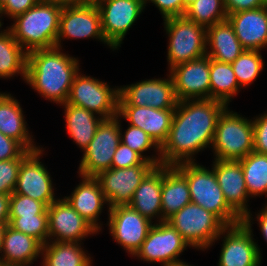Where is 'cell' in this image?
Wrapping results in <instances>:
<instances>
[{
    "mask_svg": "<svg viewBox=\"0 0 267 266\" xmlns=\"http://www.w3.org/2000/svg\"><path fill=\"white\" fill-rule=\"evenodd\" d=\"M119 87L79 72L72 83L67 104L85 108L103 119L117 116Z\"/></svg>",
    "mask_w": 267,
    "mask_h": 266,
    "instance_id": "9",
    "label": "cell"
},
{
    "mask_svg": "<svg viewBox=\"0 0 267 266\" xmlns=\"http://www.w3.org/2000/svg\"><path fill=\"white\" fill-rule=\"evenodd\" d=\"M121 142L132 150L137 152L145 161L153 163L155 166L161 165L160 147L154 142V140L145 133L142 129L131 126L128 124V128L123 132L121 127V118L119 117ZM124 134H123V133ZM154 149L157 153L151 157L143 155L145 151ZM158 155V157H157Z\"/></svg>",
    "mask_w": 267,
    "mask_h": 266,
    "instance_id": "36",
    "label": "cell"
},
{
    "mask_svg": "<svg viewBox=\"0 0 267 266\" xmlns=\"http://www.w3.org/2000/svg\"><path fill=\"white\" fill-rule=\"evenodd\" d=\"M32 151L26 150L18 141L0 132V161L26 158Z\"/></svg>",
    "mask_w": 267,
    "mask_h": 266,
    "instance_id": "42",
    "label": "cell"
},
{
    "mask_svg": "<svg viewBox=\"0 0 267 266\" xmlns=\"http://www.w3.org/2000/svg\"><path fill=\"white\" fill-rule=\"evenodd\" d=\"M163 21L169 38L167 46L169 70L206 55V27L185 16L170 17Z\"/></svg>",
    "mask_w": 267,
    "mask_h": 266,
    "instance_id": "6",
    "label": "cell"
},
{
    "mask_svg": "<svg viewBox=\"0 0 267 266\" xmlns=\"http://www.w3.org/2000/svg\"><path fill=\"white\" fill-rule=\"evenodd\" d=\"M47 1H51L54 3H57L58 5L61 6H75V5H85V4H89L92 3V0H47Z\"/></svg>",
    "mask_w": 267,
    "mask_h": 266,
    "instance_id": "48",
    "label": "cell"
},
{
    "mask_svg": "<svg viewBox=\"0 0 267 266\" xmlns=\"http://www.w3.org/2000/svg\"><path fill=\"white\" fill-rule=\"evenodd\" d=\"M63 6L40 0L35 6L16 16L11 31L18 44L28 53L36 49L53 48L59 33Z\"/></svg>",
    "mask_w": 267,
    "mask_h": 266,
    "instance_id": "3",
    "label": "cell"
},
{
    "mask_svg": "<svg viewBox=\"0 0 267 266\" xmlns=\"http://www.w3.org/2000/svg\"><path fill=\"white\" fill-rule=\"evenodd\" d=\"M48 215L47 206L26 195L12 193L10 195L9 217H28Z\"/></svg>",
    "mask_w": 267,
    "mask_h": 266,
    "instance_id": "38",
    "label": "cell"
},
{
    "mask_svg": "<svg viewBox=\"0 0 267 266\" xmlns=\"http://www.w3.org/2000/svg\"><path fill=\"white\" fill-rule=\"evenodd\" d=\"M76 242L48 241L42 245V266H93L92 257ZM88 254V255H87Z\"/></svg>",
    "mask_w": 267,
    "mask_h": 266,
    "instance_id": "30",
    "label": "cell"
},
{
    "mask_svg": "<svg viewBox=\"0 0 267 266\" xmlns=\"http://www.w3.org/2000/svg\"><path fill=\"white\" fill-rule=\"evenodd\" d=\"M10 195L0 193V223H9Z\"/></svg>",
    "mask_w": 267,
    "mask_h": 266,
    "instance_id": "46",
    "label": "cell"
},
{
    "mask_svg": "<svg viewBox=\"0 0 267 266\" xmlns=\"http://www.w3.org/2000/svg\"><path fill=\"white\" fill-rule=\"evenodd\" d=\"M42 244L32 236L14 230L9 225L3 235L0 262L18 266H30L40 258Z\"/></svg>",
    "mask_w": 267,
    "mask_h": 266,
    "instance_id": "26",
    "label": "cell"
},
{
    "mask_svg": "<svg viewBox=\"0 0 267 266\" xmlns=\"http://www.w3.org/2000/svg\"><path fill=\"white\" fill-rule=\"evenodd\" d=\"M137 165L154 164L149 161H145L137 152L120 142L114 153L111 168H129Z\"/></svg>",
    "mask_w": 267,
    "mask_h": 266,
    "instance_id": "40",
    "label": "cell"
},
{
    "mask_svg": "<svg viewBox=\"0 0 267 266\" xmlns=\"http://www.w3.org/2000/svg\"><path fill=\"white\" fill-rule=\"evenodd\" d=\"M79 177L82 178L80 183L73 189L70 196L64 198L74 210L100 232L102 223L99 218L105 208L104 205H108V203L95 177L83 175H79Z\"/></svg>",
    "mask_w": 267,
    "mask_h": 266,
    "instance_id": "23",
    "label": "cell"
},
{
    "mask_svg": "<svg viewBox=\"0 0 267 266\" xmlns=\"http://www.w3.org/2000/svg\"><path fill=\"white\" fill-rule=\"evenodd\" d=\"M255 216H256L255 220L258 222L261 234L263 235L265 241L267 242V203L264 205L261 211H259V213L256 214Z\"/></svg>",
    "mask_w": 267,
    "mask_h": 266,
    "instance_id": "47",
    "label": "cell"
},
{
    "mask_svg": "<svg viewBox=\"0 0 267 266\" xmlns=\"http://www.w3.org/2000/svg\"><path fill=\"white\" fill-rule=\"evenodd\" d=\"M7 0H0V8L6 3Z\"/></svg>",
    "mask_w": 267,
    "mask_h": 266,
    "instance_id": "53",
    "label": "cell"
},
{
    "mask_svg": "<svg viewBox=\"0 0 267 266\" xmlns=\"http://www.w3.org/2000/svg\"><path fill=\"white\" fill-rule=\"evenodd\" d=\"M95 3L100 12L104 38L117 50L144 11L145 0H96Z\"/></svg>",
    "mask_w": 267,
    "mask_h": 266,
    "instance_id": "12",
    "label": "cell"
},
{
    "mask_svg": "<svg viewBox=\"0 0 267 266\" xmlns=\"http://www.w3.org/2000/svg\"><path fill=\"white\" fill-rule=\"evenodd\" d=\"M47 212L48 241L82 243L86 237L99 234L64 197L52 202Z\"/></svg>",
    "mask_w": 267,
    "mask_h": 266,
    "instance_id": "16",
    "label": "cell"
},
{
    "mask_svg": "<svg viewBox=\"0 0 267 266\" xmlns=\"http://www.w3.org/2000/svg\"><path fill=\"white\" fill-rule=\"evenodd\" d=\"M184 16L207 28L226 20L228 15L224 0H197L187 7Z\"/></svg>",
    "mask_w": 267,
    "mask_h": 266,
    "instance_id": "34",
    "label": "cell"
},
{
    "mask_svg": "<svg viewBox=\"0 0 267 266\" xmlns=\"http://www.w3.org/2000/svg\"><path fill=\"white\" fill-rule=\"evenodd\" d=\"M9 223H0V253H2L3 235ZM1 258V254H0Z\"/></svg>",
    "mask_w": 267,
    "mask_h": 266,
    "instance_id": "49",
    "label": "cell"
},
{
    "mask_svg": "<svg viewBox=\"0 0 267 266\" xmlns=\"http://www.w3.org/2000/svg\"><path fill=\"white\" fill-rule=\"evenodd\" d=\"M227 19L245 50L267 48V6L228 14Z\"/></svg>",
    "mask_w": 267,
    "mask_h": 266,
    "instance_id": "22",
    "label": "cell"
},
{
    "mask_svg": "<svg viewBox=\"0 0 267 266\" xmlns=\"http://www.w3.org/2000/svg\"><path fill=\"white\" fill-rule=\"evenodd\" d=\"M191 248L206 250L226 225L212 212L190 202L167 220Z\"/></svg>",
    "mask_w": 267,
    "mask_h": 266,
    "instance_id": "7",
    "label": "cell"
},
{
    "mask_svg": "<svg viewBox=\"0 0 267 266\" xmlns=\"http://www.w3.org/2000/svg\"><path fill=\"white\" fill-rule=\"evenodd\" d=\"M178 100L169 73L167 78L146 79L119 86L118 106H140L155 109H175Z\"/></svg>",
    "mask_w": 267,
    "mask_h": 266,
    "instance_id": "14",
    "label": "cell"
},
{
    "mask_svg": "<svg viewBox=\"0 0 267 266\" xmlns=\"http://www.w3.org/2000/svg\"><path fill=\"white\" fill-rule=\"evenodd\" d=\"M0 266H18V265H11V264L0 262Z\"/></svg>",
    "mask_w": 267,
    "mask_h": 266,
    "instance_id": "52",
    "label": "cell"
},
{
    "mask_svg": "<svg viewBox=\"0 0 267 266\" xmlns=\"http://www.w3.org/2000/svg\"><path fill=\"white\" fill-rule=\"evenodd\" d=\"M39 1L40 0H7L0 8L1 19L4 15L12 20L35 6Z\"/></svg>",
    "mask_w": 267,
    "mask_h": 266,
    "instance_id": "44",
    "label": "cell"
},
{
    "mask_svg": "<svg viewBox=\"0 0 267 266\" xmlns=\"http://www.w3.org/2000/svg\"><path fill=\"white\" fill-rule=\"evenodd\" d=\"M153 3L160 11L163 20L170 17L184 16L186 6L184 0H145V4Z\"/></svg>",
    "mask_w": 267,
    "mask_h": 266,
    "instance_id": "43",
    "label": "cell"
},
{
    "mask_svg": "<svg viewBox=\"0 0 267 266\" xmlns=\"http://www.w3.org/2000/svg\"><path fill=\"white\" fill-rule=\"evenodd\" d=\"M248 213L242 222L226 226L217 237L222 240L218 266H260L262 252L253 238L254 218Z\"/></svg>",
    "mask_w": 267,
    "mask_h": 266,
    "instance_id": "8",
    "label": "cell"
},
{
    "mask_svg": "<svg viewBox=\"0 0 267 266\" xmlns=\"http://www.w3.org/2000/svg\"><path fill=\"white\" fill-rule=\"evenodd\" d=\"M175 109H155L148 106H118V116L129 125L142 129L161 148L166 142Z\"/></svg>",
    "mask_w": 267,
    "mask_h": 266,
    "instance_id": "21",
    "label": "cell"
},
{
    "mask_svg": "<svg viewBox=\"0 0 267 266\" xmlns=\"http://www.w3.org/2000/svg\"><path fill=\"white\" fill-rule=\"evenodd\" d=\"M119 116L103 119L83 151L78 175L96 177L111 168L114 153L121 142Z\"/></svg>",
    "mask_w": 267,
    "mask_h": 266,
    "instance_id": "10",
    "label": "cell"
},
{
    "mask_svg": "<svg viewBox=\"0 0 267 266\" xmlns=\"http://www.w3.org/2000/svg\"><path fill=\"white\" fill-rule=\"evenodd\" d=\"M264 59L260 51L244 50L232 63L240 88H246L256 81L264 70Z\"/></svg>",
    "mask_w": 267,
    "mask_h": 266,
    "instance_id": "35",
    "label": "cell"
},
{
    "mask_svg": "<svg viewBox=\"0 0 267 266\" xmlns=\"http://www.w3.org/2000/svg\"><path fill=\"white\" fill-rule=\"evenodd\" d=\"M0 17H1V15H0ZM1 21H2V19L0 18V31H1V28H2V25H3V23Z\"/></svg>",
    "mask_w": 267,
    "mask_h": 266,
    "instance_id": "54",
    "label": "cell"
},
{
    "mask_svg": "<svg viewBox=\"0 0 267 266\" xmlns=\"http://www.w3.org/2000/svg\"><path fill=\"white\" fill-rule=\"evenodd\" d=\"M25 158L0 161V193L11 195L14 192L18 172Z\"/></svg>",
    "mask_w": 267,
    "mask_h": 266,
    "instance_id": "39",
    "label": "cell"
},
{
    "mask_svg": "<svg viewBox=\"0 0 267 266\" xmlns=\"http://www.w3.org/2000/svg\"><path fill=\"white\" fill-rule=\"evenodd\" d=\"M195 1H197V0H184L186 8H187L191 3L195 2Z\"/></svg>",
    "mask_w": 267,
    "mask_h": 266,
    "instance_id": "51",
    "label": "cell"
},
{
    "mask_svg": "<svg viewBox=\"0 0 267 266\" xmlns=\"http://www.w3.org/2000/svg\"><path fill=\"white\" fill-rule=\"evenodd\" d=\"M227 107L212 99L178 101L168 138L160 148L161 165L195 162L194 155L211 147L218 119Z\"/></svg>",
    "mask_w": 267,
    "mask_h": 266,
    "instance_id": "1",
    "label": "cell"
},
{
    "mask_svg": "<svg viewBox=\"0 0 267 266\" xmlns=\"http://www.w3.org/2000/svg\"><path fill=\"white\" fill-rule=\"evenodd\" d=\"M32 151L21 163L14 193L26 195L47 207L57 200L51 175L40 161L44 149Z\"/></svg>",
    "mask_w": 267,
    "mask_h": 266,
    "instance_id": "18",
    "label": "cell"
},
{
    "mask_svg": "<svg viewBox=\"0 0 267 266\" xmlns=\"http://www.w3.org/2000/svg\"><path fill=\"white\" fill-rule=\"evenodd\" d=\"M9 226L34 237L42 245L48 242V215L9 217Z\"/></svg>",
    "mask_w": 267,
    "mask_h": 266,
    "instance_id": "37",
    "label": "cell"
},
{
    "mask_svg": "<svg viewBox=\"0 0 267 266\" xmlns=\"http://www.w3.org/2000/svg\"><path fill=\"white\" fill-rule=\"evenodd\" d=\"M227 15L267 6V0H224Z\"/></svg>",
    "mask_w": 267,
    "mask_h": 266,
    "instance_id": "45",
    "label": "cell"
},
{
    "mask_svg": "<svg viewBox=\"0 0 267 266\" xmlns=\"http://www.w3.org/2000/svg\"><path fill=\"white\" fill-rule=\"evenodd\" d=\"M187 247L190 246L179 232L167 221H162L152 225L146 239L132 257L146 263L167 266L181 261L179 257Z\"/></svg>",
    "mask_w": 267,
    "mask_h": 266,
    "instance_id": "11",
    "label": "cell"
},
{
    "mask_svg": "<svg viewBox=\"0 0 267 266\" xmlns=\"http://www.w3.org/2000/svg\"><path fill=\"white\" fill-rule=\"evenodd\" d=\"M20 102L10 93L0 92V132L18 141L26 150L36 151L32 133L27 128Z\"/></svg>",
    "mask_w": 267,
    "mask_h": 266,
    "instance_id": "24",
    "label": "cell"
},
{
    "mask_svg": "<svg viewBox=\"0 0 267 266\" xmlns=\"http://www.w3.org/2000/svg\"><path fill=\"white\" fill-rule=\"evenodd\" d=\"M155 165H137L129 168H110L95 178L98 180L108 208L129 205L136 188Z\"/></svg>",
    "mask_w": 267,
    "mask_h": 266,
    "instance_id": "17",
    "label": "cell"
},
{
    "mask_svg": "<svg viewBox=\"0 0 267 266\" xmlns=\"http://www.w3.org/2000/svg\"><path fill=\"white\" fill-rule=\"evenodd\" d=\"M212 169L218 185L229 207L243 219L250 209L248 208L249 194L239 161L213 160Z\"/></svg>",
    "mask_w": 267,
    "mask_h": 266,
    "instance_id": "20",
    "label": "cell"
},
{
    "mask_svg": "<svg viewBox=\"0 0 267 266\" xmlns=\"http://www.w3.org/2000/svg\"><path fill=\"white\" fill-rule=\"evenodd\" d=\"M96 39L113 51L115 50L104 38L101 16L95 2L85 5L64 6L60 14L59 33L56 47L62 48L63 39Z\"/></svg>",
    "mask_w": 267,
    "mask_h": 266,
    "instance_id": "13",
    "label": "cell"
},
{
    "mask_svg": "<svg viewBox=\"0 0 267 266\" xmlns=\"http://www.w3.org/2000/svg\"><path fill=\"white\" fill-rule=\"evenodd\" d=\"M174 167L187 179L191 202L215 214L226 226L242 222L225 201L212 168L197 162H183Z\"/></svg>",
    "mask_w": 267,
    "mask_h": 266,
    "instance_id": "4",
    "label": "cell"
},
{
    "mask_svg": "<svg viewBox=\"0 0 267 266\" xmlns=\"http://www.w3.org/2000/svg\"><path fill=\"white\" fill-rule=\"evenodd\" d=\"M240 89L231 64L210 58V99L229 106Z\"/></svg>",
    "mask_w": 267,
    "mask_h": 266,
    "instance_id": "32",
    "label": "cell"
},
{
    "mask_svg": "<svg viewBox=\"0 0 267 266\" xmlns=\"http://www.w3.org/2000/svg\"><path fill=\"white\" fill-rule=\"evenodd\" d=\"M162 165L155 166L136 188L129 206L151 222H162ZM154 219V221H153Z\"/></svg>",
    "mask_w": 267,
    "mask_h": 266,
    "instance_id": "25",
    "label": "cell"
},
{
    "mask_svg": "<svg viewBox=\"0 0 267 266\" xmlns=\"http://www.w3.org/2000/svg\"><path fill=\"white\" fill-rule=\"evenodd\" d=\"M27 52L18 44L11 31H0V78L10 79L20 75L26 78Z\"/></svg>",
    "mask_w": 267,
    "mask_h": 266,
    "instance_id": "31",
    "label": "cell"
},
{
    "mask_svg": "<svg viewBox=\"0 0 267 266\" xmlns=\"http://www.w3.org/2000/svg\"><path fill=\"white\" fill-rule=\"evenodd\" d=\"M238 161L242 166L249 197L267 196V155L253 151Z\"/></svg>",
    "mask_w": 267,
    "mask_h": 266,
    "instance_id": "33",
    "label": "cell"
},
{
    "mask_svg": "<svg viewBox=\"0 0 267 266\" xmlns=\"http://www.w3.org/2000/svg\"><path fill=\"white\" fill-rule=\"evenodd\" d=\"M167 266H192V265L190 263L188 264V263L181 260V261L174 262V263L167 265Z\"/></svg>",
    "mask_w": 267,
    "mask_h": 266,
    "instance_id": "50",
    "label": "cell"
},
{
    "mask_svg": "<svg viewBox=\"0 0 267 266\" xmlns=\"http://www.w3.org/2000/svg\"><path fill=\"white\" fill-rule=\"evenodd\" d=\"M79 65L78 57L63 53L62 48L36 49L27 53L25 83L43 98L62 105L67 102Z\"/></svg>",
    "mask_w": 267,
    "mask_h": 266,
    "instance_id": "2",
    "label": "cell"
},
{
    "mask_svg": "<svg viewBox=\"0 0 267 266\" xmlns=\"http://www.w3.org/2000/svg\"><path fill=\"white\" fill-rule=\"evenodd\" d=\"M212 152L215 160L238 161L254 150L253 121L227 107L215 129Z\"/></svg>",
    "mask_w": 267,
    "mask_h": 266,
    "instance_id": "5",
    "label": "cell"
},
{
    "mask_svg": "<svg viewBox=\"0 0 267 266\" xmlns=\"http://www.w3.org/2000/svg\"><path fill=\"white\" fill-rule=\"evenodd\" d=\"M64 109L67 134L84 151L93 139L103 118L81 107L71 104L60 105Z\"/></svg>",
    "mask_w": 267,
    "mask_h": 266,
    "instance_id": "29",
    "label": "cell"
},
{
    "mask_svg": "<svg viewBox=\"0 0 267 266\" xmlns=\"http://www.w3.org/2000/svg\"><path fill=\"white\" fill-rule=\"evenodd\" d=\"M109 234L129 255L133 256L146 239L151 222L129 205L108 208Z\"/></svg>",
    "mask_w": 267,
    "mask_h": 266,
    "instance_id": "15",
    "label": "cell"
},
{
    "mask_svg": "<svg viewBox=\"0 0 267 266\" xmlns=\"http://www.w3.org/2000/svg\"><path fill=\"white\" fill-rule=\"evenodd\" d=\"M190 202L187 179L174 166L162 165V221H167Z\"/></svg>",
    "mask_w": 267,
    "mask_h": 266,
    "instance_id": "28",
    "label": "cell"
},
{
    "mask_svg": "<svg viewBox=\"0 0 267 266\" xmlns=\"http://www.w3.org/2000/svg\"><path fill=\"white\" fill-rule=\"evenodd\" d=\"M206 50L211 59L231 64L245 49L226 19L206 28Z\"/></svg>",
    "mask_w": 267,
    "mask_h": 266,
    "instance_id": "27",
    "label": "cell"
},
{
    "mask_svg": "<svg viewBox=\"0 0 267 266\" xmlns=\"http://www.w3.org/2000/svg\"><path fill=\"white\" fill-rule=\"evenodd\" d=\"M178 101L210 99V57L179 64L169 70Z\"/></svg>",
    "mask_w": 267,
    "mask_h": 266,
    "instance_id": "19",
    "label": "cell"
},
{
    "mask_svg": "<svg viewBox=\"0 0 267 266\" xmlns=\"http://www.w3.org/2000/svg\"><path fill=\"white\" fill-rule=\"evenodd\" d=\"M254 152L267 155V111L252 119Z\"/></svg>",
    "mask_w": 267,
    "mask_h": 266,
    "instance_id": "41",
    "label": "cell"
}]
</instances>
